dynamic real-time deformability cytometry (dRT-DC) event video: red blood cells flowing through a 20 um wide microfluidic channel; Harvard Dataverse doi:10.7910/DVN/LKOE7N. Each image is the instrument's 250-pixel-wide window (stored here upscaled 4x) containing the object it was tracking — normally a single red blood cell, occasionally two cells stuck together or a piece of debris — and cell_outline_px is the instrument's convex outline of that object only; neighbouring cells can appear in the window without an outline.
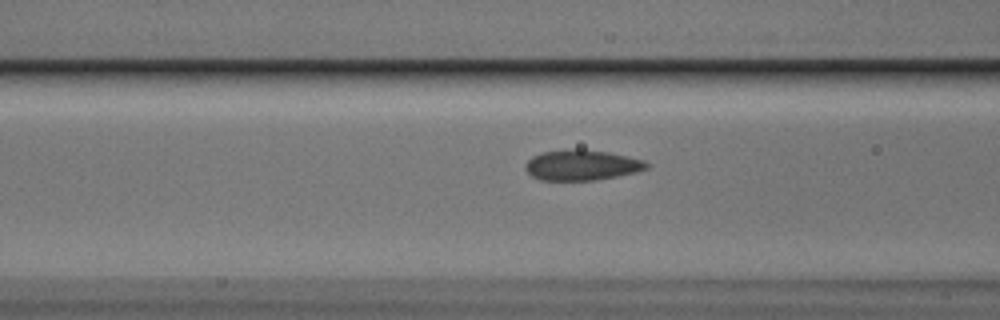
{"species": "Egyptian fruit bat (a non-hibernating species)", "species_latin": "Rousettus aegyptiacus", "temperature_condition": "cold", "stored_images_in_passage": 36, "camera_frame_rate_fps": 3000, "um_per_image_px": 0.085, "animal": {"sex": "male"}, "frame": {"image": 1, "passage_image": 13, "time_ms": 4.0, "image_size_px": [1000, 320], "cell_outline_px": [[648, 168], [636, 172], [596, 180], [540, 180], [532, 176], [524, 168], [524, 164], [532, 156], [540, 152], [576, 148], [580, 148], [608, 152], [644, 160], [648, 164]], "centroid_in_image_um": [49.41, 14.02], "position_along_channel_um": 117.2, "area_um2": 21.62}}
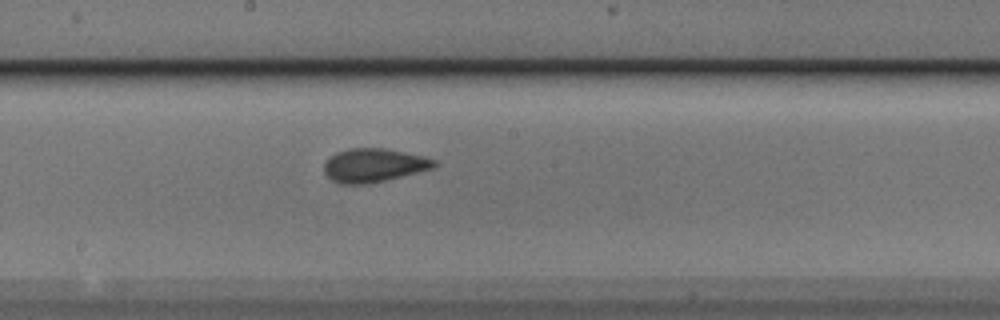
{"frame": {"image": 2, "passage_image": 21, "time_ms": 6.667, "image_size_px": [1000, 320], "cell_outline_px": [[436, 168], [368, 184], [340, 184], [332, 180], [324, 172], [324, 164], [336, 152], [348, 148], [384, 148], [424, 156], [436, 160]], "centroid_in_image_um": [31.79, 14.05], "position_along_channel_um": 216.4, "area_um2": 21.56}}
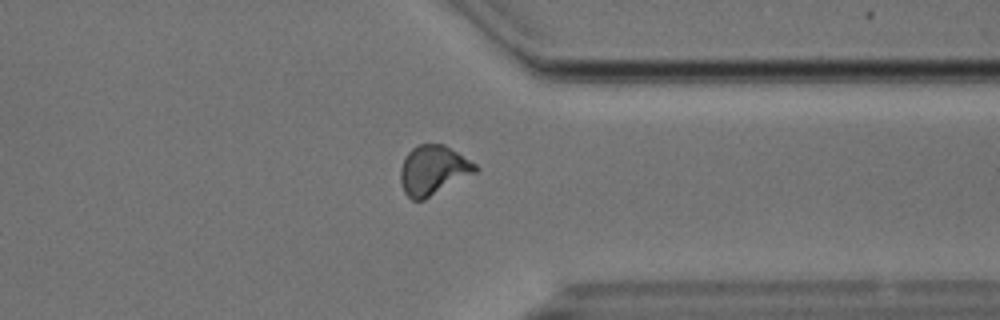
{"frame": {"image": 3, "passage_image": 34, "time_ms": 11.0, "image_size_px": [1000, 320], "cell_outline_px": [[480, 168], [476, 172], [424, 200], [412, 200], [404, 192], [400, 180], [400, 168], [408, 152], [416, 144], [444, 144], [476, 164]], "centroid_in_image_um": [36.81, 14.46], "position_along_channel_um": 374.6, "area_um2": 21.5}}